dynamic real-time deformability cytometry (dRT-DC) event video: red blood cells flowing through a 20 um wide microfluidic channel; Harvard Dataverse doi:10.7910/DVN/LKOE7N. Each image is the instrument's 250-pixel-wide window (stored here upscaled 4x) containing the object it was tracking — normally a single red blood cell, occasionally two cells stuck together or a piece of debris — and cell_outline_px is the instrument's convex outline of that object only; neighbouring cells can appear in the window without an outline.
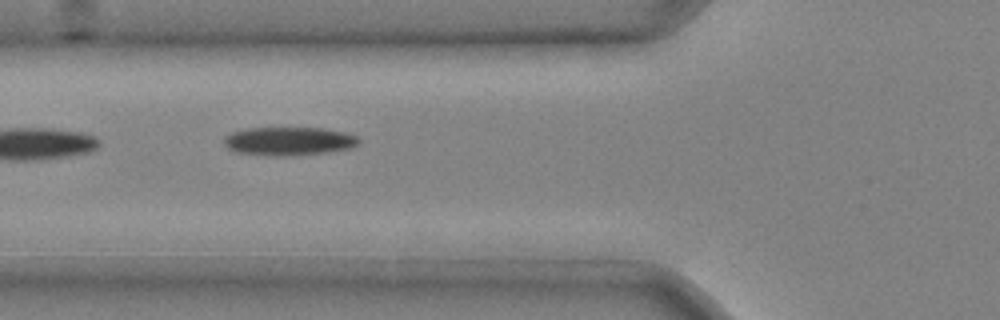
{"species": "common noctule bat (a hibernating species)", "species_latin": "Nyctalus noctula", "temperature_condition": "cold", "stored_images_in_passage": 6, "camera_frame_rate_fps": 3000, "um_per_image_px": 0.085, "animal": {"sex": "male", "body_mass_g": 20.4}, "frame": {"image": 1, "passage_image": 5, "time_ms": 1.333, "image_size_px": [1000, 320], "cell_outline_px": [[360, 144], [352, 148], [328, 152], [284, 156], [268, 156], [236, 152], [228, 148], [224, 144], [224, 136], [232, 132], [248, 128], [324, 128], [344, 132], [356, 136], [360, 140]], "centroid_in_image_um": [24.56, 12.0], "position_along_channel_um": 101.2, "area_um2": 22.48}}
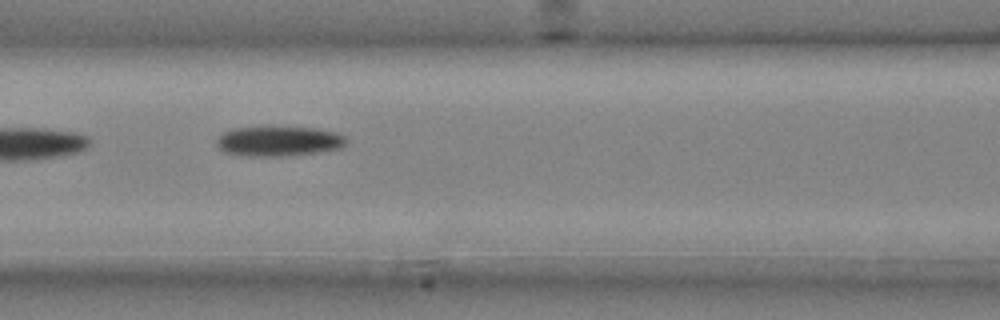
{"frame": {"image": 2, "passage_image": 6, "time_ms": 1.667, "image_size_px": [1000, 320], "cell_outline_px": [[348, 140], [344, 148], [288, 156], [248, 156], [224, 152], [216, 144], [216, 140], [224, 132], [232, 128], [312, 128], [336, 132], [344, 136]], "centroid_in_image_um": [23.72, 12.02], "position_along_channel_um": 142.9, "area_um2": 22.37}}